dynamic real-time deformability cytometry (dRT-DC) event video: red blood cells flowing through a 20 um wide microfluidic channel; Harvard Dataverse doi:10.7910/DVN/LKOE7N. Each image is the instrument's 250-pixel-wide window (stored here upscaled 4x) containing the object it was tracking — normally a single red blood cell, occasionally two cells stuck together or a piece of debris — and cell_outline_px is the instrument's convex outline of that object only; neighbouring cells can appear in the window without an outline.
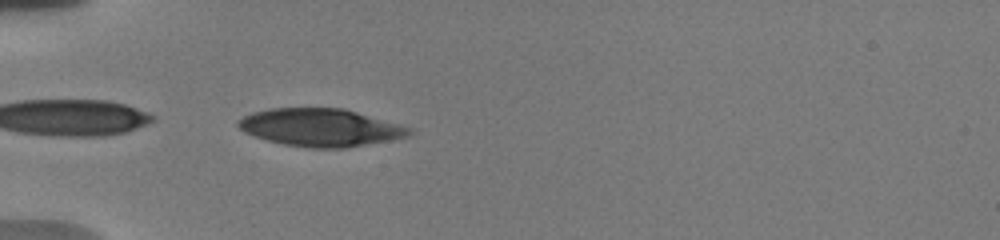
{"species": "human", "species_latin": "Homo sapiens", "temperature_condition": "warm", "stored_images_in_passage": 34, "camera_frame_rate_fps": 3000, "um_per_image_px": 0.085, "donor": {"sex": "male"}, "frame": {"image": 1, "passage_image": 1, "time_ms": 0.0, "image_size_px": [1000, 240], "cell_outline_px": [[412, 136], [392, 140], [344, 148], [312, 148], [284, 144], [268, 140], [244, 132], [236, 124], [236, 120], [252, 112], [268, 108], [344, 108], [400, 124], [412, 128]], "centroid_in_image_um": [27.27, 10.83], "position_along_channel_um": 57.7, "area_um2": 37.74}}
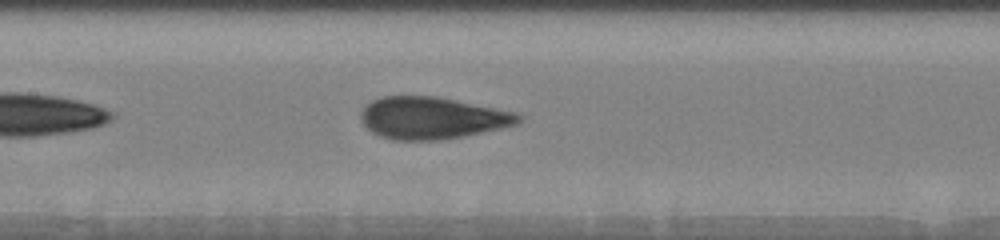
{"frame": {"image": 2, "passage_image": 10, "time_ms": 3.333, "image_size_px": [1000, 240], "cell_outline_px": [[524, 116], [516, 124], [500, 128], [440, 140], [392, 140], [380, 136], [372, 132], [360, 120], [360, 112], [372, 100], [380, 96], [436, 96], [516, 112]], "centroid_in_image_um": [36.69, 10.02], "position_along_channel_um": 170.7, "area_um2": 38.38}}
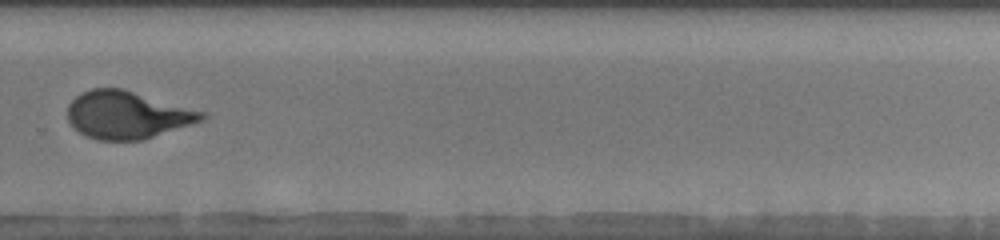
{"frame": {"image": 3, "passage_image": 21, "time_ms": 7.333, "image_size_px": [1000, 240], "cell_outline_px": [[208, 116], [204, 120], [144, 140], [96, 140], [80, 132], [68, 120], [68, 104], [76, 96], [92, 88], [124, 88], [208, 112]], "centroid_in_image_um": [10.88, 9.76], "position_along_channel_um": 318.9, "area_um2": 37.51}, "authors_computed_cell_mechanics": {"area_um2": 38.3503, "velocity_mm_per_s": 3.734, "shape_relaxation_time_tau1_ms": 5.4491, "shape_relaxation_time_tau2_ms": null, "deformation_change_tau1": 0.2175, "deformation_change_tau2": null}}